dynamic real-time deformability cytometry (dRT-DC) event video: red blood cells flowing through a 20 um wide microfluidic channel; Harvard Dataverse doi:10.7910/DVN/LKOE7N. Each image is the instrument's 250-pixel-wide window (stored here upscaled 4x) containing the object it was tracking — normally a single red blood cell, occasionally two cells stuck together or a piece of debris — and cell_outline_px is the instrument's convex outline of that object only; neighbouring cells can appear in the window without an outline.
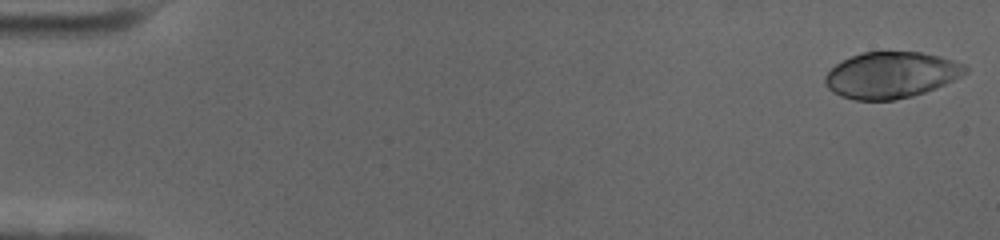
{"species": "human", "species_latin": "Homo sapiens", "temperature_condition": "cold", "stored_images_in_passage": 58, "camera_frame_rate_fps": 3000, "um_per_image_px": 0.085, "donor": {"sex": "female"}, "frame": {"image": 1, "passage_image": 1, "time_ms": 0.0, "image_size_px": [1000, 240], "cell_outline_px": [[968, 72], [936, 88], [912, 96], [892, 100], [856, 100], [840, 96], [832, 92], [824, 84], [824, 76], [836, 64], [852, 56], [864, 52], [920, 52], [940, 56], [964, 64], [968, 68]], "centroid_in_image_um": [75.73, 6.38], "position_along_channel_um": 9.3, "area_um2": 37.63}}
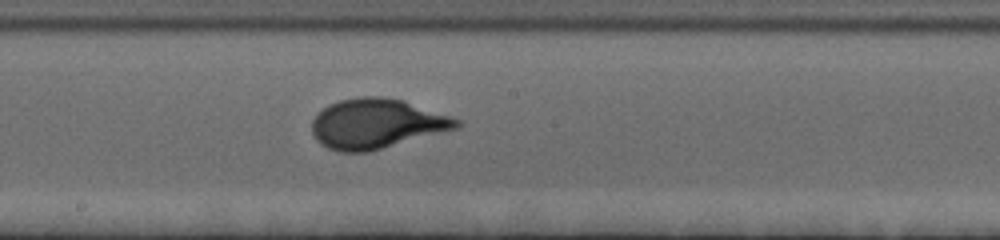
{"frame": {"image": 2, "passage_image": 32, "time_ms": 10.333, "image_size_px": [1000, 240], "cell_outline_px": [[460, 128], [368, 152], [340, 152], [328, 148], [320, 144], [316, 140], [312, 132], [312, 120], [328, 104], [340, 100], [364, 96], [380, 96], [404, 100], [460, 120]], "centroid_in_image_um": [32.0, 10.52], "position_along_channel_um": 216.2, "area_um2": 41.91}}
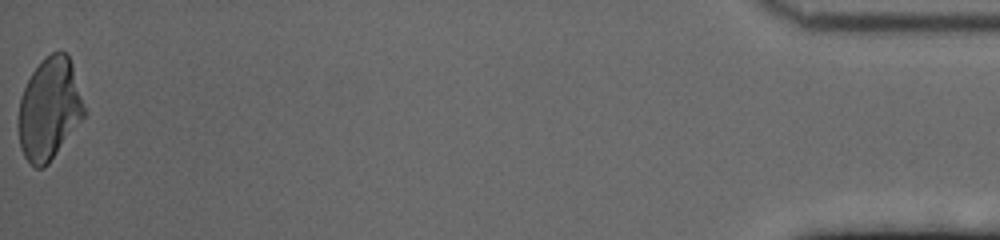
{"frame": {"image": 3, "passage_image": 58, "time_ms": 19.0, "image_size_px": [1000, 240], "cell_outline_px": [[88, 112], [48, 164], [44, 168], [36, 168], [28, 164], [20, 148], [20, 96], [32, 72], [40, 60], [44, 56], [52, 52], [64, 52], [68, 56], [72, 64]], "centroid_in_image_um": [4.22, 9.26], "position_along_channel_um": 431.0, "area_um2": 39.13}, "authors_computed_cell_mechanics": {"area_um2": 39.2462, "velocity_mm_per_s": 3.5006, "shape_relaxation_time_tau1_ms": 3.5452, "shape_relaxation_time_tau2_ms": null, "deformation_change_tau1": 0.189, "deformation_change_tau2": null}}